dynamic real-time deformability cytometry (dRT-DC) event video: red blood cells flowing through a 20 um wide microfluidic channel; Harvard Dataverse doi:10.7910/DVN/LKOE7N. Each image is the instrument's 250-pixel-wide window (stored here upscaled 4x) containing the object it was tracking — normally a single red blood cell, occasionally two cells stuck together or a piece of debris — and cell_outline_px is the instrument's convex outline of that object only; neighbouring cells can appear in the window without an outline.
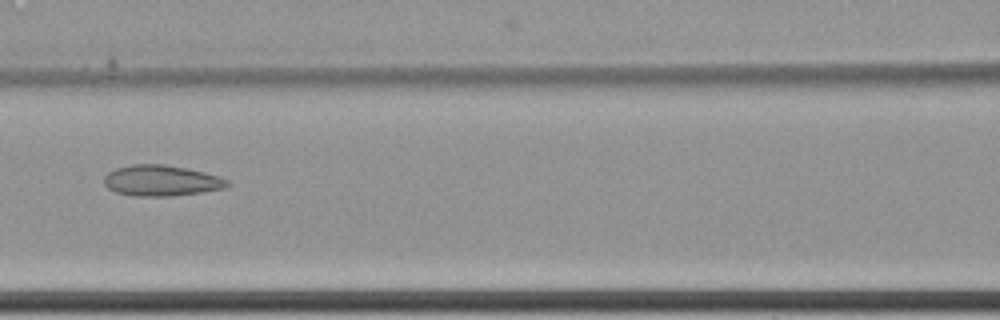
{"species": "common noctule bat (a hibernating species)", "species_latin": "Nyctalus noctula", "temperature_condition": "cold", "stored_images_in_passage": 9, "camera_frame_rate_fps": 3000, "um_per_image_px": 0.085, "animal": {"sex": "female", "body_mass_g": 22.7, "forearm_length_mm": 54.2}, "frame": {"image": 1, "passage_image": 8, "time_ms": 2.333, "image_size_px": [1000, 320], "cell_outline_px": [[232, 184], [224, 188], [200, 192], [168, 196], [132, 196], [116, 192], [108, 188], [104, 184], [104, 176], [108, 172], [116, 168], [132, 164], [164, 164], [188, 168], [220, 176], [228, 180]], "centroid_in_image_um": [13.71, 15.34], "position_along_channel_um": 152.9, "area_um2": 22.25}}
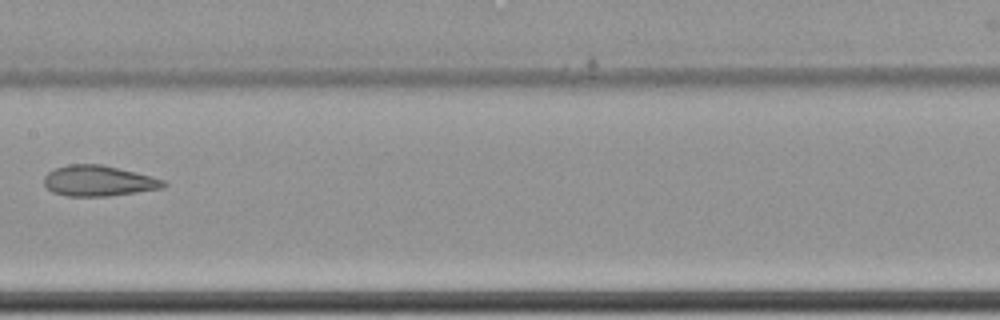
{"frame": {"image": 2, "passage_image": 9, "time_ms": 2.667, "image_size_px": [1000, 320], "cell_outline_px": [[168, 184], [164, 188], [108, 196], [64, 196], [52, 192], [44, 184], [44, 176], [48, 172], [56, 168], [68, 164], [100, 164], [136, 172], [152, 176], [164, 180]], "centroid_in_image_um": [8.38, 15.37], "position_along_channel_um": 199.0, "area_um2": 21.39}}